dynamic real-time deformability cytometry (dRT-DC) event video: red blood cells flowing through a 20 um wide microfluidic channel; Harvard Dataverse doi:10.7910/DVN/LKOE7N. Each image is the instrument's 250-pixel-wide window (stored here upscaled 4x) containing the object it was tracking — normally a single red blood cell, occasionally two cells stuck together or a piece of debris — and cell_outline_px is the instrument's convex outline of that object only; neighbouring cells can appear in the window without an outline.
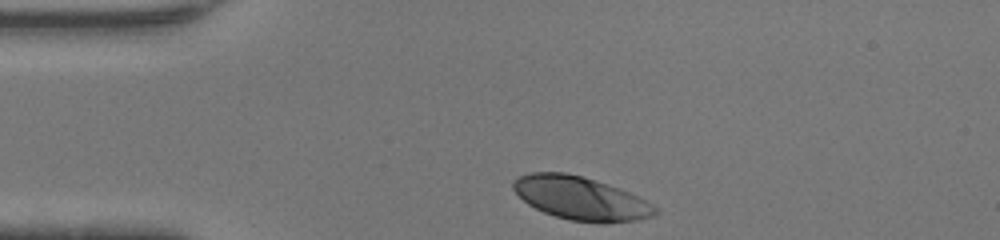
{"species": "human", "species_latin": "Homo sapiens", "temperature_condition": "warm", "stored_images_in_passage": 28, "camera_frame_rate_fps": 3000, "um_per_image_px": 0.085, "donor": {"sex": "female"}, "frame": {"image": 1, "passage_image": 1, "time_ms": 0.0, "image_size_px": [1000, 240], "cell_outline_px": [[660, 212], [652, 216], [640, 220], [572, 220], [556, 216], [544, 212], [528, 204], [512, 188], [512, 180], [528, 172], [564, 172], [580, 176], [608, 184], [620, 188], [640, 196], [660, 208]], "centroid_in_image_um": [49.37, 16.81], "position_along_channel_um": 35.6, "area_um2": 35.14}}
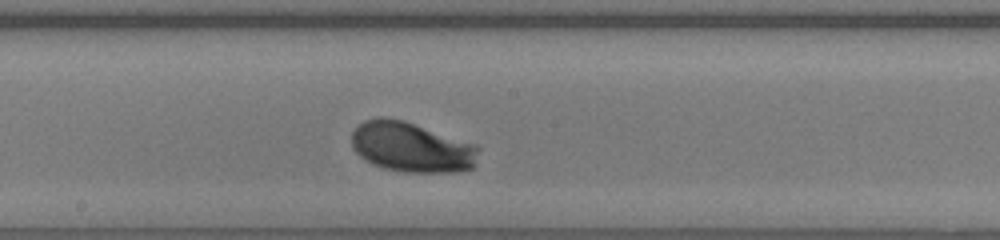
{"frame": {"image": 2, "passage_image": 16, "time_ms": 5.0, "image_size_px": [1000, 240], "cell_outline_px": [[480, 148], [476, 164], [472, 168], [456, 172], [404, 172], [384, 168], [372, 164], [364, 160], [352, 148], [352, 132], [364, 120], [380, 116], [384, 116], [404, 120], [480, 144]], "centroid_in_image_um": [35.03, 12.49], "position_along_channel_um": 213.2, "area_um2": 37.8}}
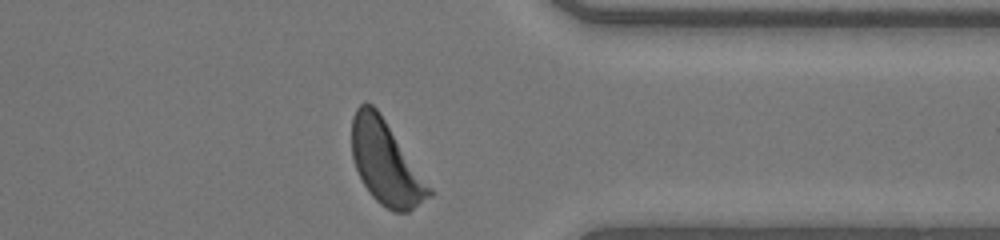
{"frame": {"image": 3, "passage_image": 28, "time_ms": 9.0, "image_size_px": [1000, 240], "cell_outline_px": [[432, 196], [408, 212], [392, 212], [380, 204], [368, 192], [356, 168], [352, 156], [352, 116], [356, 108], [360, 104], [372, 104], [380, 112], [432, 188]], "centroid_in_image_um": [32.8, 13.85], "position_along_channel_um": 378.6, "area_um2": 37.45}, "authors_computed_cell_mechanics": {"area_um2": 35.9516, "velocity_mm_per_s": 4.3452, "shape_relaxation_time_tau1_ms": 0.7543, "shape_relaxation_time_tau2_ms": 3.1648, "deformation_change_tau1": 0.0967, "deformation_change_tau2": 0.1176}}